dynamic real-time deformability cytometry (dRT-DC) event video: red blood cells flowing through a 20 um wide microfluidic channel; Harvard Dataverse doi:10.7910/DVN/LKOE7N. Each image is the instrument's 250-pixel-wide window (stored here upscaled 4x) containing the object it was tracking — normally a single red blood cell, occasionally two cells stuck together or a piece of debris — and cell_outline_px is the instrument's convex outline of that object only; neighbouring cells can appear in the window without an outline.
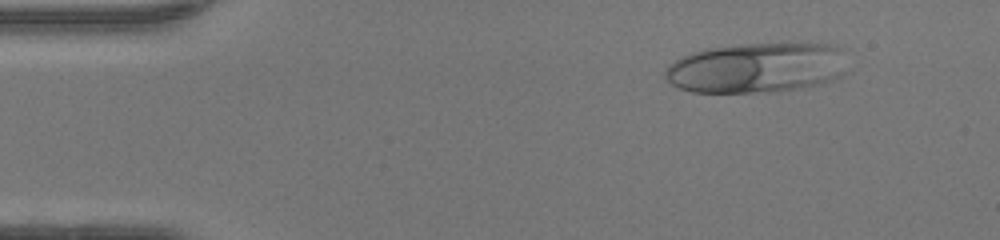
{"species": "human", "species_latin": "Homo sapiens", "temperature_condition": "warm", "stored_images_in_passage": 47, "camera_frame_rate_fps": 3000, "um_per_image_px": 0.085, "donor": {"sex": "female"}, "frame": {"image": 1, "passage_image": 5, "time_ms": 1.333, "image_size_px": [1000, 240], "cell_outline_px": [[844, 76], [820, 84], [804, 88], [776, 92], [692, 92], [680, 88], [672, 84], [664, 76], [664, 68], [668, 64], [680, 56], [704, 48], [740, 44], [832, 44], [840, 48], [844, 72]], "centroid_in_image_um": [64.25, 5.77], "position_along_channel_um": 20.7, "area_um2": 53.52}}
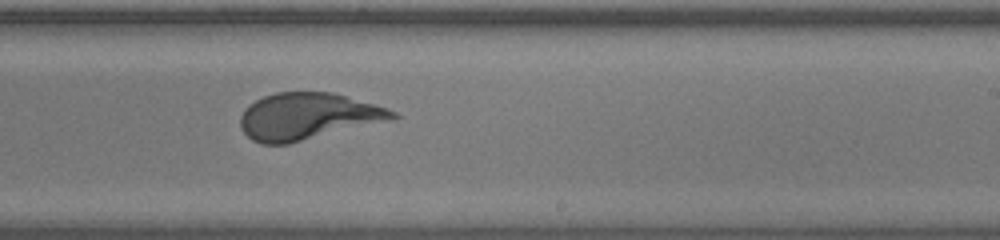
{"frame": {"image": 2, "passage_image": 28, "time_ms": 9.0, "image_size_px": [1000, 240], "cell_outline_px": [[400, 116], [396, 120], [288, 144], [264, 144], [252, 140], [240, 128], [240, 116], [244, 108], [248, 104], [264, 96], [276, 92], [332, 92], [388, 108], [396, 112]], "centroid_in_image_um": [26.19, 9.9], "position_along_channel_um": 262.8, "area_um2": 41.96}}
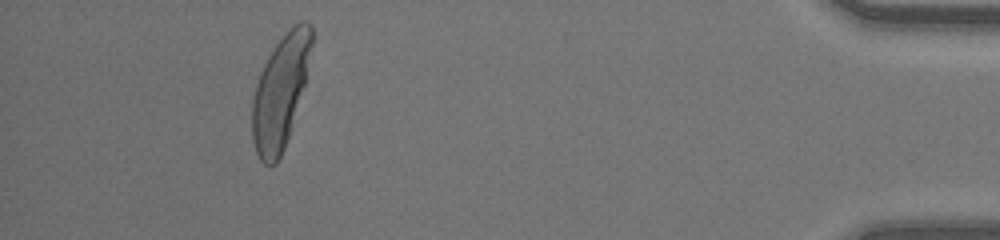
{"frame": {"image": 3, "passage_image": 43, "time_ms": 14.0, "image_size_px": [1000, 240], "cell_outline_px": [[312, 44], [304, 84], [288, 136], [284, 148], [276, 164], [264, 164], [260, 160], [256, 152], [252, 140], [252, 100], [256, 84], [260, 72], [268, 56], [284, 32], [288, 28], [300, 20], [304, 20], [312, 24]], "centroid_in_image_um": [23.82, 7.77], "position_along_channel_um": 411.4, "area_um2": 38.67}}